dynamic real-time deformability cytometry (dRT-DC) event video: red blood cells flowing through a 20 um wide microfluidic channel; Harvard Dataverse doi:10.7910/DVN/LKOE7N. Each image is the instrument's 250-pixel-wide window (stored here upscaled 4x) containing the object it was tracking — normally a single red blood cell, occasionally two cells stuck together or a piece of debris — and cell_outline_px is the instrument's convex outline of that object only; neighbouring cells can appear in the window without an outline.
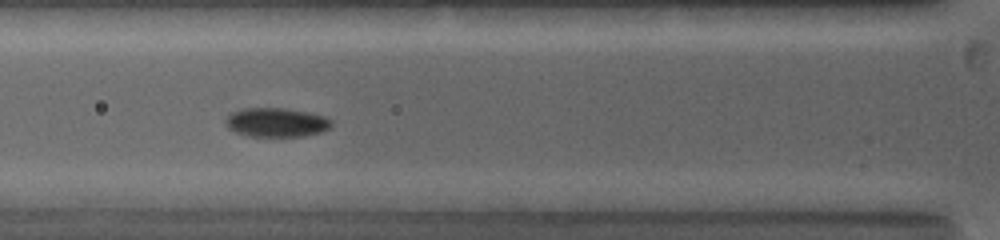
{"species": "common noctule bat (a hibernating species)", "species_latin": "Nyctalus noctula", "temperature_condition": "warm", "stored_images_in_passage": 30, "camera_frame_rate_fps": 5000, "um_per_image_px": 0.085, "animal": {"sex": "female", "body_mass_g": 19.0, "forearm_length_mm": 53.3}, "frame": {"image": 1, "passage_image": 8, "time_ms": 3.6, "image_size_px": [1000, 240], "cell_outline_px": [[332, 124], [324, 132], [304, 136], [248, 136], [236, 132], [228, 128], [224, 124], [224, 120], [232, 112], [244, 108], [284, 108], [308, 112], [324, 116], [332, 120]], "centroid_in_image_um": [23.49, 10.4], "position_along_channel_um": 102.3, "area_um2": 18.03}}
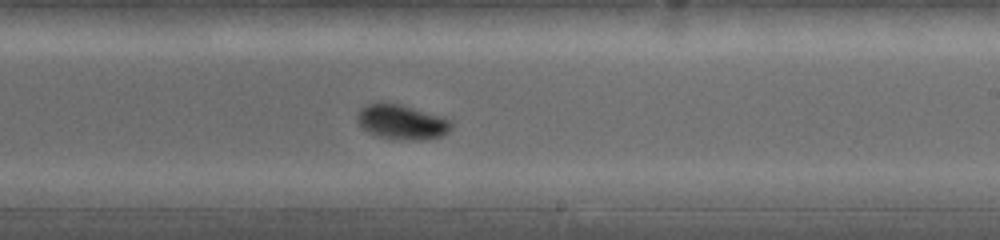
{"frame": {"image": 2, "passage_image": 16, "time_ms": 7.4, "image_size_px": [1000, 240], "cell_outline_px": [[452, 128], [448, 132], [440, 136], [424, 140], [408, 140], [380, 136], [368, 132], [360, 124], [356, 116], [356, 112], [360, 108], [368, 104], [380, 100], [388, 100], [440, 116], [452, 120]], "centroid_in_image_um": [34.13, 10.33], "position_along_channel_um": 254.9, "area_um2": 19.31}}
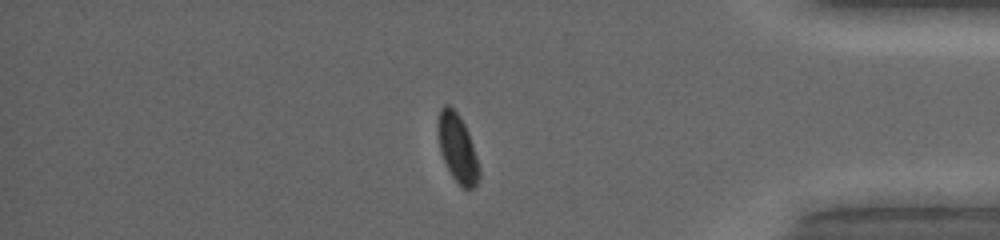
{"frame": {"image": 3, "passage_image": 26, "time_ms": 11.6, "image_size_px": [1000, 240], "cell_outline_px": [[480, 180], [468, 192], [452, 176], [440, 152], [440, 108], [444, 104], [448, 104], [460, 116], [468, 132], [480, 168]], "centroid_in_image_um": [38.93, 12.65], "position_along_channel_um": 396.3, "area_um2": 15.84}, "authors_computed_cell_mechanics": {"area_um2": 17.7157, "velocity_mm_per_s": 4.0283, "shape_relaxation_time_tau1_ms": 2.394, "shape_relaxation_time_tau2_ms": null, "deformation_change_tau1": 0.1117, "deformation_change_tau2": null}}